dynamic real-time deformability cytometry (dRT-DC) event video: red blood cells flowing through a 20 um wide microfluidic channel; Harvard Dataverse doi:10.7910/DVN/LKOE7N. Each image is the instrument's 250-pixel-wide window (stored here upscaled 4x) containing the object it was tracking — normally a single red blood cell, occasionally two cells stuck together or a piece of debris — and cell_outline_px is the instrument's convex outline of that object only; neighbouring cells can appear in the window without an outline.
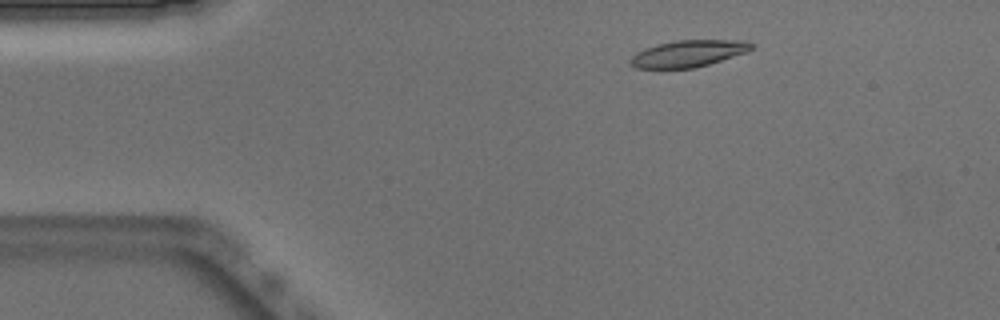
{"species": "Egyptian fruit bat (a non-hibernating species)", "species_latin": "Rousettus aegyptiacus", "temperature_condition": "warm", "stored_images_in_passage": 49, "camera_frame_rate_fps": 3000, "um_per_image_px": 0.085, "animal": {"sex": "male"}, "frame": {"image": 1, "passage_image": 6, "time_ms": 1.667, "image_size_px": [1000, 320], "cell_outline_px": [[756, 44], [748, 52], [708, 64], [692, 68], [636, 68], [628, 60], [636, 52], [644, 48], [676, 40], [748, 40]], "centroid_in_image_um": [58.55, 4.54], "position_along_channel_um": 26.5, "area_um2": 18.84}}
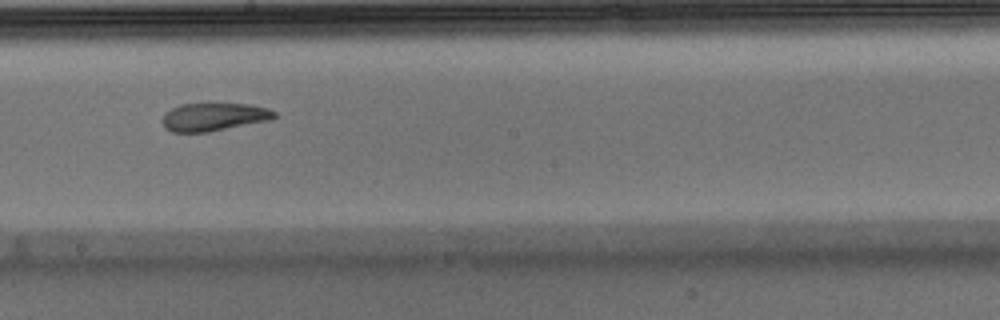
{"frame": {"image": 2, "passage_image": 26, "time_ms": 8.333, "image_size_px": [1000, 320], "cell_outline_px": [[276, 116], [272, 120], [208, 132], [172, 132], [164, 128], [164, 112], [180, 104], [248, 104], [268, 108], [276, 112]], "centroid_in_image_um": [18.2, 9.94], "position_along_channel_um": 230.0, "area_um2": 18.26}}
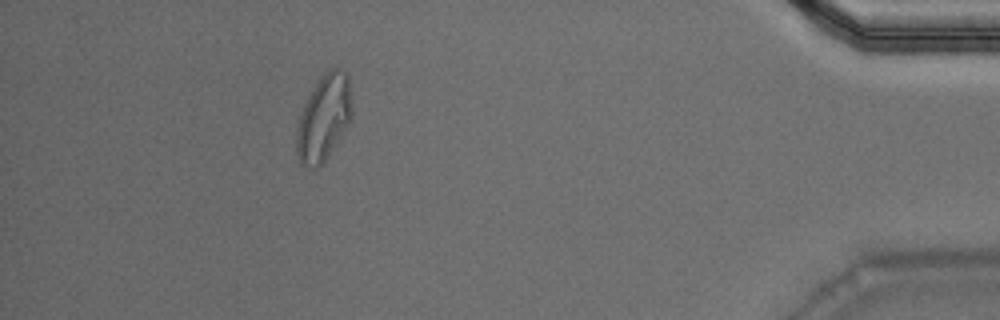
{"frame": {"image": 3, "passage_image": 44, "time_ms": 14.333, "image_size_px": [1000, 320], "cell_outline_px": [[352, 116], [324, 164], [316, 168], [304, 168], [300, 164], [296, 152], [296, 132], [300, 116], [304, 104], [308, 96], [320, 76], [328, 68], [336, 68], [348, 72], [352, 104]], "centroid_in_image_um": [27.52, 10.03], "position_along_channel_um": 407.7, "area_um2": 28.03}, "authors_computed_cell_mechanics": {"area_um2": 19.363, "velocity_mm_per_s": 3.8885, "shape_relaxation_time_tau1_ms": 10.9793, "shape_relaxation_time_tau2_ms": 2.2174, "deformation_change_tau1": 0.3024, "deformation_change_tau2": 0.0993}}